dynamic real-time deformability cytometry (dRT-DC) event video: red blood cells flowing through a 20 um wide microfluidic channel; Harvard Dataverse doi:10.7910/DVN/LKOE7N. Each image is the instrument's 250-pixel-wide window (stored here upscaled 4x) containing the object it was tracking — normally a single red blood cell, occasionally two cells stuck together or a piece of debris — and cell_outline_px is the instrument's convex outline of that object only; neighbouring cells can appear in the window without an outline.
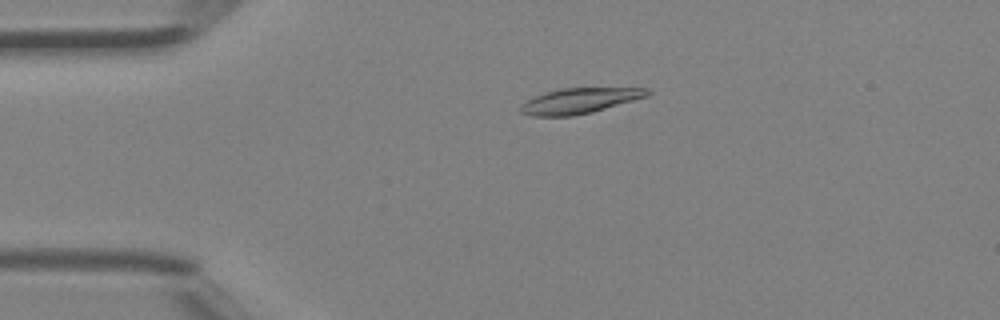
{"species": "Egyptian fruit bat (a non-hibernating species)", "species_latin": "Rousettus aegyptiacus", "temperature_condition": "room temperature", "stored_images_in_passage": 45, "camera_frame_rate_fps": 3000, "um_per_image_px": 0.085, "animal": {"sex": "female"}, "frame": {"image": 1, "passage_image": 9, "time_ms": 2.667, "image_size_px": [1000, 320], "cell_outline_px": [[652, 92], [648, 96], [592, 112], [572, 116], [532, 116], [520, 112], [520, 104], [532, 96], [544, 92], [560, 88], [648, 88]], "centroid_in_image_um": [49.22, 8.56], "position_along_channel_um": 35.8, "area_um2": 18.9}}
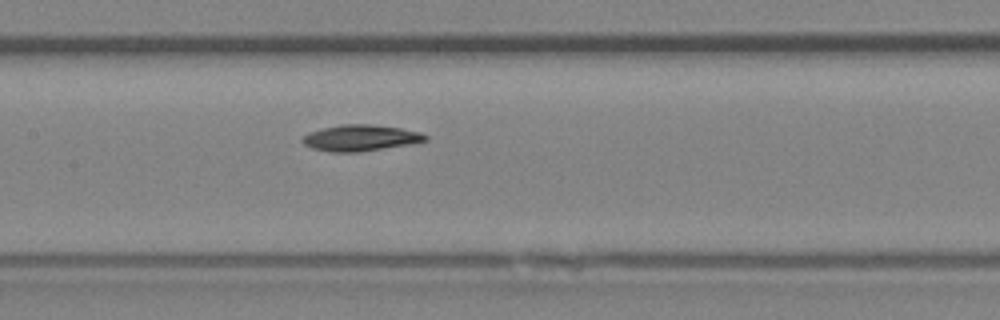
{"frame": {"image": 2, "passage_image": 21, "time_ms": 6.667, "image_size_px": [1000, 320], "cell_outline_px": [[428, 140], [412, 144], [360, 152], [332, 152], [312, 148], [304, 144], [300, 140], [308, 132], [340, 124], [372, 124], [400, 128], [420, 132], [428, 136]], "centroid_in_image_um": [30.65, 11.72], "position_along_channel_um": 176.7, "area_um2": 18.84}}
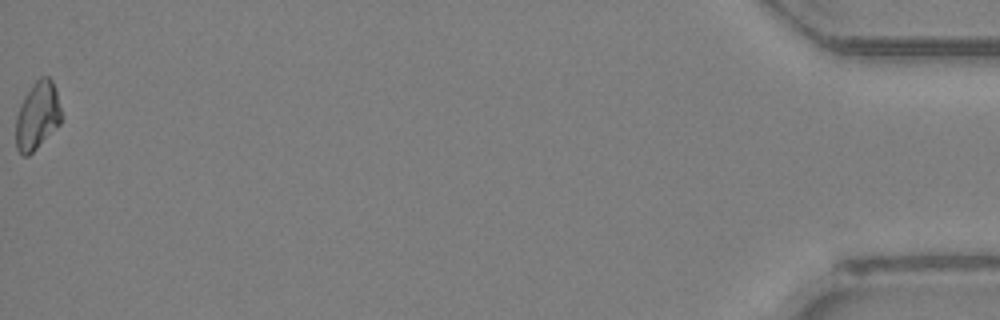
{"frame": {"image": 3, "passage_image": 45, "time_ms": 14.667, "image_size_px": [1000, 320], "cell_outline_px": [[60, 124], [28, 156], [24, 156], [16, 148], [16, 116], [20, 104], [24, 96], [32, 84], [40, 76], [48, 76], [52, 80], [56, 88], [60, 108]], "centroid_in_image_um": [3.16, 9.8], "position_along_channel_um": 432.0, "area_um2": 17.86}}